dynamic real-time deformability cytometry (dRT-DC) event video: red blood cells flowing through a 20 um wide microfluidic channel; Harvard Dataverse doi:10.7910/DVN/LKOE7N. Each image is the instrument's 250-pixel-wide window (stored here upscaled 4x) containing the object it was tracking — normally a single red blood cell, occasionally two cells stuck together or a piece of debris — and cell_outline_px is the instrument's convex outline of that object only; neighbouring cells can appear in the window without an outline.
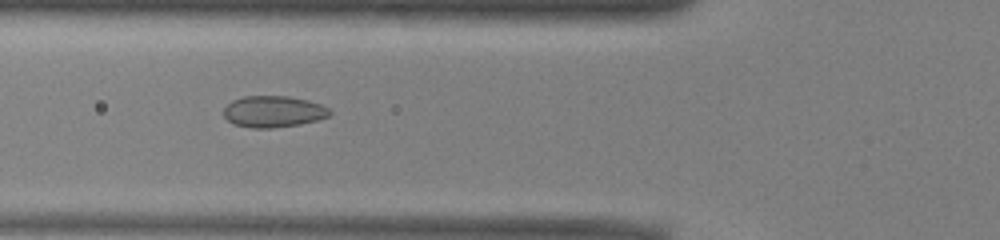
{"species": "common noctule bat (a hibernating species)", "species_latin": "Nyctalus noctula", "temperature_condition": "warm", "stored_images_in_passage": 53, "camera_frame_rate_fps": 3000, "um_per_image_px": 0.085, "animal": {"sex": "male", "body_mass_g": 13.0, "forearm_length_mm": 53.1}, "frame": {"image": 1, "passage_image": 19, "time_ms": 6.0, "image_size_px": [1000, 240], "cell_outline_px": [[332, 112], [328, 116], [316, 120], [300, 124], [272, 128], [252, 128], [232, 124], [224, 116], [224, 108], [232, 100], [244, 96], [288, 96], [308, 100], [320, 104], [328, 108]], "centroid_in_image_um": [23.22, 9.48], "position_along_channel_um": 102.6, "area_um2": 19.42}}
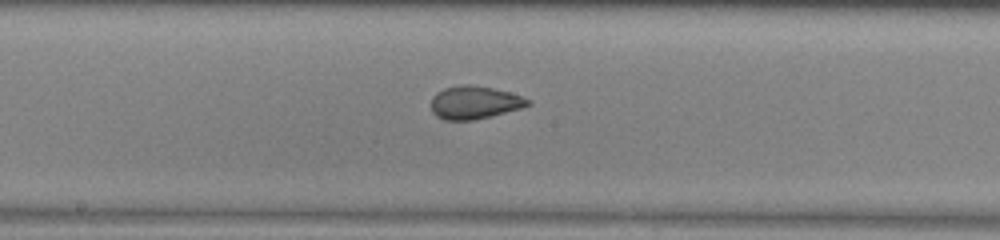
{"frame": {"image": 2, "passage_image": 27, "time_ms": 8.667, "image_size_px": [1000, 240], "cell_outline_px": [[532, 104], [520, 108], [472, 120], [444, 120], [436, 116], [432, 112], [432, 96], [436, 92], [444, 88], [460, 84], [472, 84], [492, 88], [508, 92], [532, 100]], "centroid_in_image_um": [40.3, 8.7], "position_along_channel_um": 207.9, "area_um2": 18.5}}
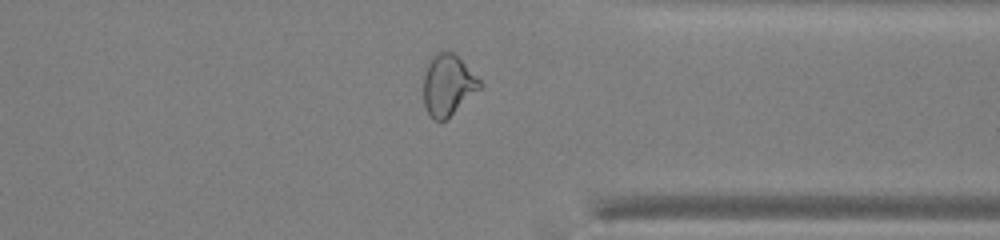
{"frame": {"image": 3, "passage_image": 40, "time_ms": 13.0, "image_size_px": [1000, 240], "cell_outline_px": [[484, 84], [480, 88], [444, 120], [436, 120], [428, 112], [424, 104], [424, 72], [428, 60], [436, 52], [452, 52]], "centroid_in_image_um": [38.04, 7.19], "position_along_channel_um": 373.4, "area_um2": 19.42}, "authors_computed_cell_mechanics": {"area_um2": 20.8658, "velocity_mm_per_s": 3.9438, "shape_relaxation_time_tau1_ms": 8.4114, "shape_relaxation_time_tau2_ms": 1.0174, "deformation_change_tau1": 0.1575, "deformation_change_tau2": 0.0565}}